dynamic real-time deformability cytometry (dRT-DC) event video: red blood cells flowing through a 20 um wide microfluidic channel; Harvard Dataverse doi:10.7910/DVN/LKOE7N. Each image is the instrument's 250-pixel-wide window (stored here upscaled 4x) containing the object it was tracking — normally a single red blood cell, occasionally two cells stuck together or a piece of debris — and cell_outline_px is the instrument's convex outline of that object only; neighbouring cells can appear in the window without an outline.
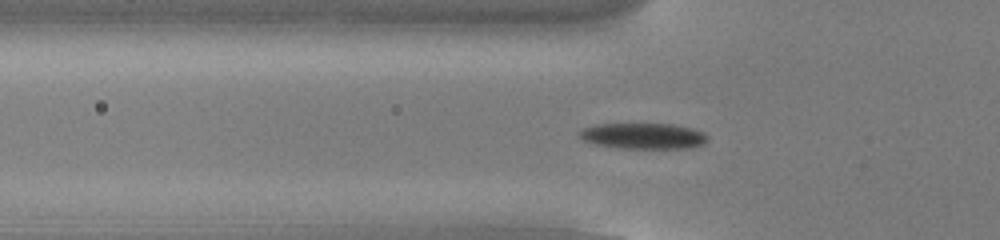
{"species": "common noctule bat (a hibernating species)", "species_latin": "Nyctalus noctula", "temperature_condition": "cold", "stored_images_in_passage": 54, "camera_frame_rate_fps": 3000, "um_per_image_px": 0.085, "animal": {"sex": "male", "body_mass_g": 13.0, "forearm_length_mm": 53.1}, "frame": {"image": 1, "passage_image": 18, "time_ms": 5.667, "image_size_px": [1000, 240], "cell_outline_px": [[708, 140], [704, 144], [688, 148], [616, 148], [596, 144], [584, 140], [580, 136], [580, 132], [584, 128], [596, 124], [672, 124], [692, 128], [704, 132], [708, 136]], "centroid_in_image_um": [54.73, 11.56], "position_along_channel_um": 71.1, "area_um2": 19.25}}
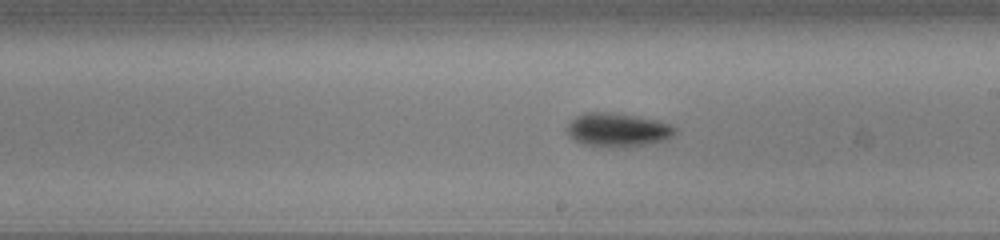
{"frame": {"image": 2, "passage_image": 31, "time_ms": 10.0, "image_size_px": [1000, 240], "cell_outline_px": [[676, 132], [668, 140], [648, 144], [624, 148], [608, 148], [580, 144], [568, 136], [568, 124], [576, 116], [584, 112], [608, 112], [656, 120], [668, 124], [676, 128]], "centroid_in_image_um": [52.48, 11.08], "position_along_channel_um": 236.5, "area_um2": 21.44}}
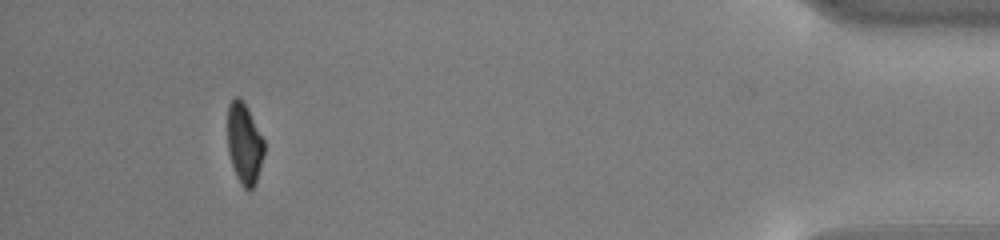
{"frame": {"image": 3, "passage_image": 50, "time_ms": 16.333, "image_size_px": [1000, 240], "cell_outline_px": [[264, 156], [256, 184], [248, 192], [240, 184], [236, 176], [228, 152], [228, 104], [236, 96], [248, 108], [264, 140]], "centroid_in_image_um": [20.78, 12.26], "position_along_channel_um": 414.4, "area_um2": 17.28}, "authors_computed_cell_mechanics": {"area_um2": 18.785, "velocity_mm_per_s": 3.828, "shape_relaxation_time_tau1_ms": 2.1075, "shape_relaxation_time_tau2_ms": 4.9332, "deformation_change_tau1": 0.1377, "deformation_change_tau2": 0.1015}}